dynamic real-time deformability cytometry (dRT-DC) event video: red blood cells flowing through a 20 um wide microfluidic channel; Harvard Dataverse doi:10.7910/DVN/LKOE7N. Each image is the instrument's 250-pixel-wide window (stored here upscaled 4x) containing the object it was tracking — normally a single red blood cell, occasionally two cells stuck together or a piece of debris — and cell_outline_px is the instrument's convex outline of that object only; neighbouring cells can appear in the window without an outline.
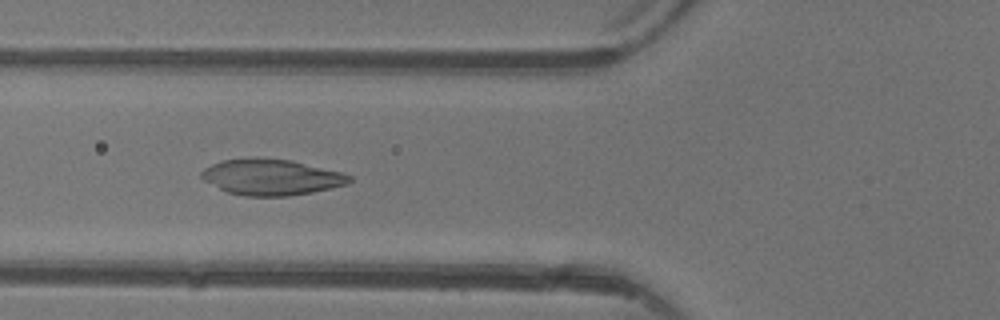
{"species": "common noctule bat (a hibernating species)", "species_latin": "Nyctalus noctula", "temperature_condition": "warm", "stored_images_in_passage": 4, "camera_frame_rate_fps": 3000, "um_per_image_px": 0.085, "animal": {"sex": "female"}, "frame": {"image": 1, "passage_image": 4, "time_ms": 4.0, "image_size_px": [1000, 320], "cell_outline_px": [[352, 180], [348, 184], [332, 188], [312, 192], [288, 196], [244, 196], [228, 192], [204, 180], [200, 176], [200, 172], [204, 168], [212, 164], [224, 160], [292, 160], [340, 172], [352, 176]], "centroid_in_image_um": [23.1, 15.09], "position_along_channel_um": 102.7, "area_um2": 30.17}}